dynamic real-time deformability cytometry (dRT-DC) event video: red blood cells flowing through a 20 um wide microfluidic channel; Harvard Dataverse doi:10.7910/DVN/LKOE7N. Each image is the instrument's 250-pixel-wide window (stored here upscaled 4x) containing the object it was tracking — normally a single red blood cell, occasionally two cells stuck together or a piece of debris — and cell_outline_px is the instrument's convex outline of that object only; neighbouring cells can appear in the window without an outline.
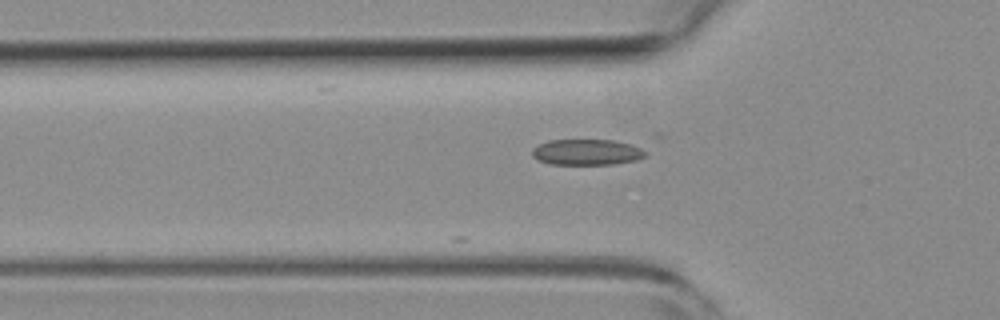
{"species": "common noctule bat (a hibernating species)", "species_latin": "Nyctalus noctula", "temperature_condition": "room temperature", "stored_images_in_passage": 10, "camera_frame_rate_fps": 3000, "um_per_image_px": 0.085, "animal": {"sex": "female", "body_mass_g": 19.3, "forearm_length_mm": 54.1}, "frame": {"image": 1, "passage_image": 2, "time_ms": 0.333, "image_size_px": [1000, 320], "cell_outline_px": [[664, 136], [648, 156], [636, 160], [612, 164], [548, 164], [536, 160], [532, 156], [532, 148], [548, 140], [652, 132], [660, 132]], "centroid_in_image_um": [50.78, 12.67], "position_along_channel_um": 75.0, "area_um2": 22.77}}
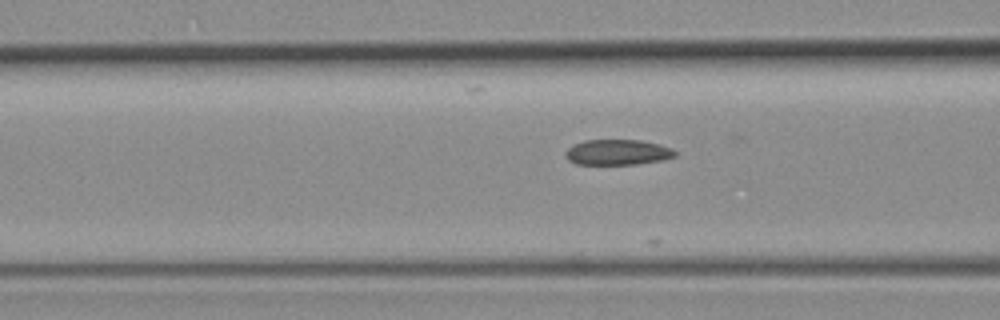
{"frame": {"image": 2, "passage_image": 5, "time_ms": 1.333, "image_size_px": [1000, 320], "cell_outline_px": [[676, 156], [660, 160], [636, 164], [576, 164], [568, 160], [564, 156], [564, 152], [572, 144], [584, 140], [640, 140], [660, 144], [672, 148], [676, 152]], "centroid_in_image_um": [52.45, 12.93], "position_along_channel_um": 114.1, "area_um2": 16.36}}
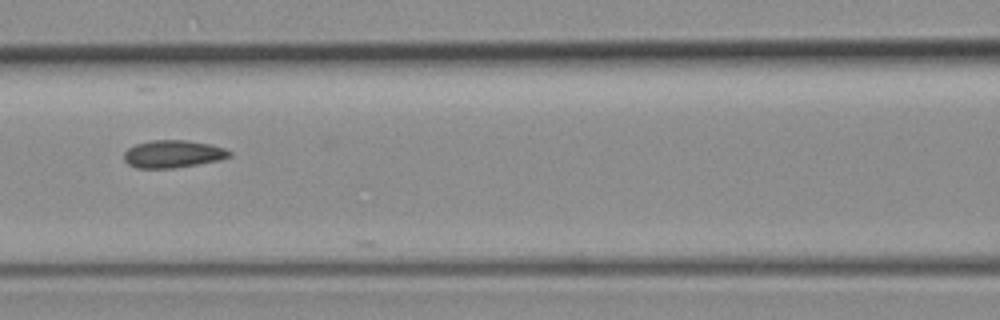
{"frame": {"image": 3, "passage_image": 8, "time_ms": 2.333, "image_size_px": [1000, 320], "cell_outline_px": [[232, 156], [220, 160], [176, 168], [136, 168], [128, 164], [124, 160], [124, 152], [128, 148], [136, 144], [152, 140], [184, 140], [212, 144], [224, 148], [232, 152]], "centroid_in_image_um": [14.72, 13.09], "position_along_channel_um": 151.9, "area_um2": 17.05}}